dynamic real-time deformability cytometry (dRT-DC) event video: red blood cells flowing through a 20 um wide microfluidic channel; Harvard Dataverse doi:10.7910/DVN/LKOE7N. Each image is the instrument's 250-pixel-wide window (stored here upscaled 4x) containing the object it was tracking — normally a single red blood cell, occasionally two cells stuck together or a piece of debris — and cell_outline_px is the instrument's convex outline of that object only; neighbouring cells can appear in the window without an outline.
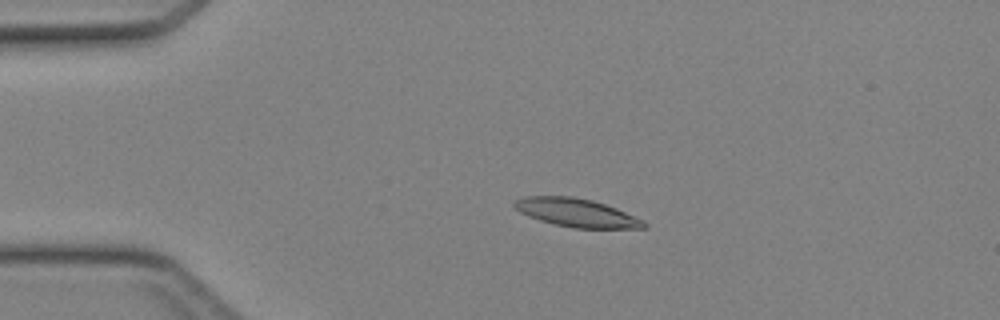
{"species": "Egyptian fruit bat (a non-hibernating species)", "species_latin": "Rousettus aegyptiacus", "temperature_condition": "cold", "stored_images_in_passage": 38, "camera_frame_rate_fps": 3000, "um_per_image_px": 0.085, "animal": {"sex": "female"}, "frame": {"image": 1, "passage_image": 2, "time_ms": 0.333, "image_size_px": [1000, 320], "cell_outline_px": [[648, 228], [572, 228], [540, 220], [528, 216], [520, 212], [512, 204], [516, 200], [524, 196], [572, 196], [592, 200], [616, 208], [644, 220], [648, 224]], "centroid_in_image_um": [49.02, 18.08], "position_along_channel_um": 36.0, "area_um2": 21.33}}
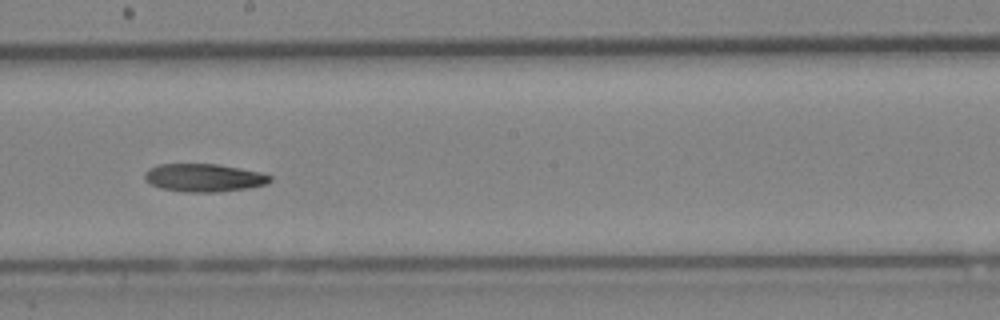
{"frame": {"image": 2, "passage_image": 18, "time_ms": 5.667, "image_size_px": [1000, 320], "cell_outline_px": [[272, 180], [264, 184], [248, 188], [216, 192], [184, 192], [160, 188], [148, 184], [144, 180], [144, 172], [148, 168], [156, 164], [216, 164], [240, 168], [260, 172], [272, 176]], "centroid_in_image_um": [17.26, 15.1], "position_along_channel_um": 230.9, "area_um2": 20.63}}
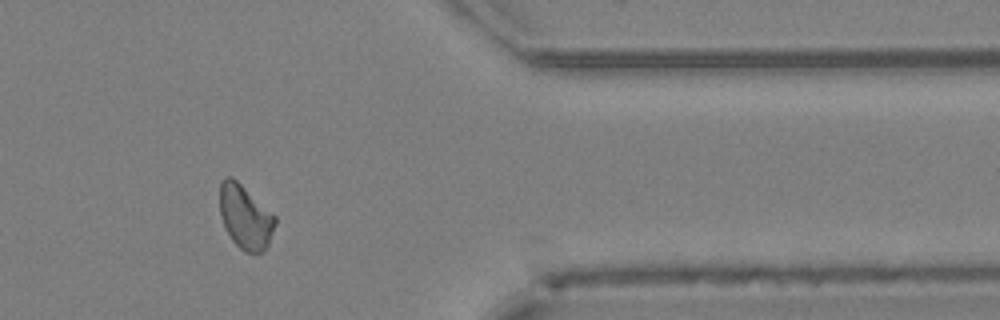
{"frame": {"image": 3, "passage_image": 30, "time_ms": 9.667, "image_size_px": [1000, 320], "cell_outline_px": [[276, 224], [268, 244], [256, 256], [244, 252], [232, 240], [224, 228], [220, 216], [220, 180], [224, 176], [232, 176], [276, 216]], "centroid_in_image_um": [20.83, 18.45], "position_along_channel_um": 390.6, "area_um2": 20.87}}